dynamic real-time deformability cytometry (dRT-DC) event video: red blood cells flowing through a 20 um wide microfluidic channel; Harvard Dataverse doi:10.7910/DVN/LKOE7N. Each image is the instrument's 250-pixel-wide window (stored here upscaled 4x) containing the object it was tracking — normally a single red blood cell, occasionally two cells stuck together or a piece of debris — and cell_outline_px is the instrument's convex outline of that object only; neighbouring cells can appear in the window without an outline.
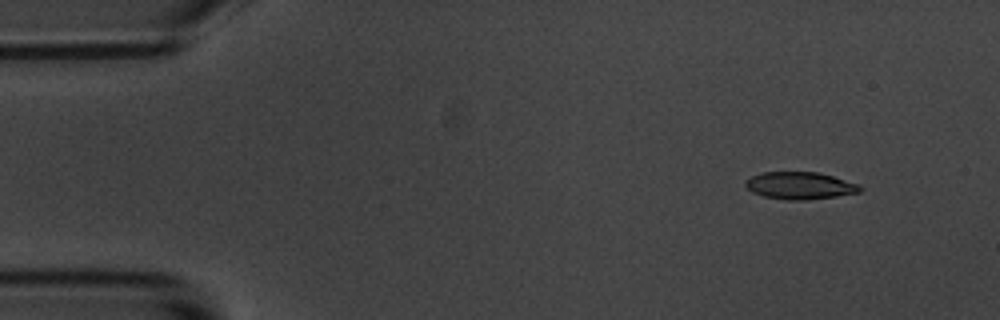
{"species": "common noctule bat (a hibernating species)", "species_latin": "Nyctalus noctula", "temperature_condition": "room temperature", "stored_images_in_passage": 4, "camera_frame_rate_fps": 3000, "um_per_image_px": 0.085, "animal": {"sex": "male", "body_mass_g": 20.1, "forearm_length_mm": 53.5}, "frame": {"image": 1, "passage_image": 1, "time_ms": 0.0, "image_size_px": [1000, 320], "cell_outline_px": [[864, 188], [860, 192], [836, 196], [804, 200], [788, 200], [764, 196], [752, 192], [744, 184], [744, 180], [752, 176], [764, 172], [820, 172], [860, 184]], "centroid_in_image_um": [68.02, 15.77], "position_along_channel_um": 17.0, "area_um2": 18.26}}
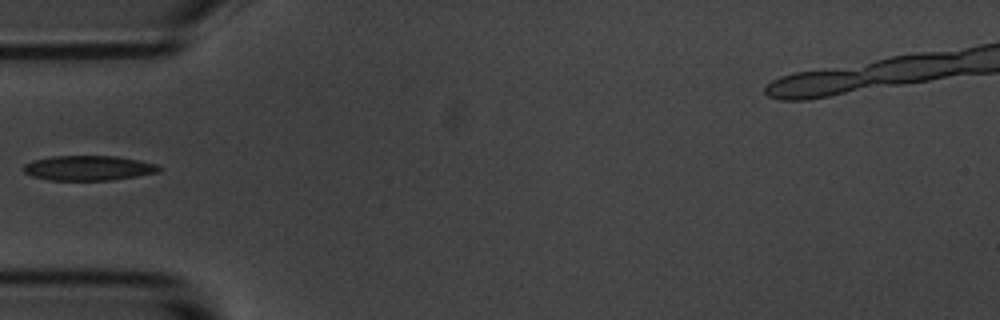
{"frame": {"image": 2, "passage_image": 4, "time_ms": 4.333, "image_size_px": [1000, 320], "cell_outline_px": [[160, 172], [112, 180], [48, 180], [32, 176], [24, 172], [24, 164], [32, 160], [52, 156], [116, 156], [156, 164], [160, 168]], "centroid_in_image_um": [7.48, 14.28], "position_along_channel_um": 77.5, "area_um2": 19.54}}